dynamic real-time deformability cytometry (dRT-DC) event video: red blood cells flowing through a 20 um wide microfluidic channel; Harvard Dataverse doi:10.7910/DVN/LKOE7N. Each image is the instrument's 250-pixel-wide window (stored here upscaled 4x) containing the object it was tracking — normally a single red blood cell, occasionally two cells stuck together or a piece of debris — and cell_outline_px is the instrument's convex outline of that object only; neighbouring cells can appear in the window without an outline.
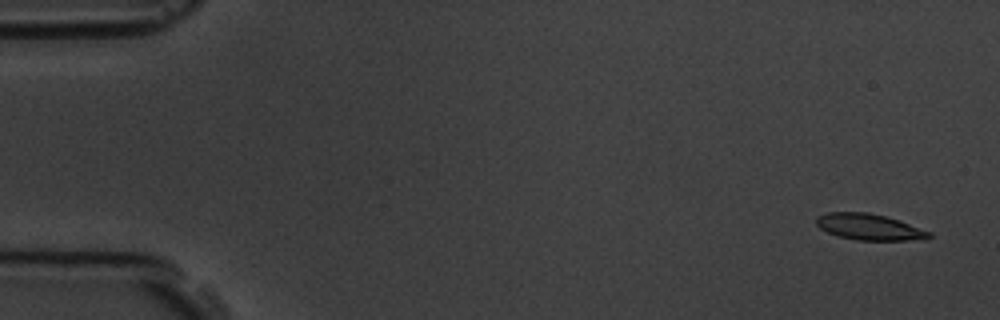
{"species": "common noctule bat (a hibernating species)", "species_latin": "Nyctalus noctula", "temperature_condition": "room temperature", "stored_images_in_passage": 4, "camera_frame_rate_fps": 3000, "um_per_image_px": 0.085, "animal": {"sex": "male", "body_mass_g": 19.5, "forearm_length_mm": 54.6}, "frame": {"image": 1, "passage_image": 1, "time_ms": 0.0, "image_size_px": [1000, 320], "cell_outline_px": [[932, 236], [928, 240], [856, 240], [836, 236], [820, 228], [816, 224], [816, 216], [828, 212], [868, 212], [884, 216], [932, 232]], "centroid_in_image_um": [73.88, 19.3], "position_along_channel_um": 11.1, "area_um2": 17.22}}
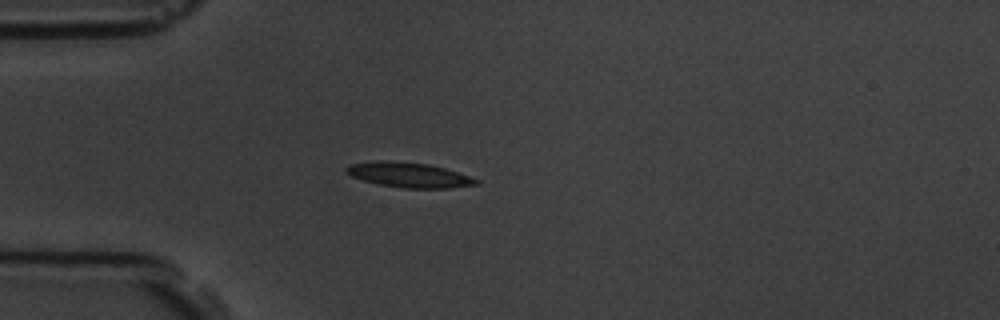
{"frame": {"image": 2, "passage_image": 4, "time_ms": 4.333, "image_size_px": [1000, 320], "cell_outline_px": [[480, 184], [448, 188], [404, 188], [380, 184], [364, 180], [352, 176], [344, 168], [348, 164], [376, 160], [384, 160], [428, 164], [444, 168], [480, 180]], "centroid_in_image_um": [34.75, 14.86], "position_along_channel_um": 50.2, "area_um2": 18.67}}